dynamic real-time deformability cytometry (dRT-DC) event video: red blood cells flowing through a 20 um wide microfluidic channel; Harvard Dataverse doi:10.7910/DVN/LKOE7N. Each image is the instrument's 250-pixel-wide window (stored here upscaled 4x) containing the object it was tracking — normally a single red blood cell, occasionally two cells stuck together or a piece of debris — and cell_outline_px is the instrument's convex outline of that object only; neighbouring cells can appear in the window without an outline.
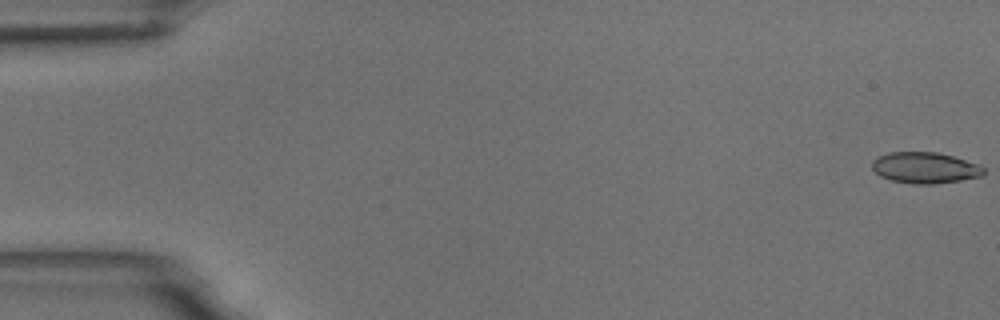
{"species": "common noctule bat (a hibernating species)", "species_latin": "Nyctalus noctula", "temperature_condition": "room temperature", "stored_images_in_passage": 28, "camera_frame_rate_fps": 3000, "um_per_image_px": 0.085, "animal": {"sex": "male", "body_mass_g": 18.8}, "frame": {"image": 1, "passage_image": 1, "time_ms": 0.0, "image_size_px": [1000, 320], "cell_outline_px": [[984, 172], [980, 176], [960, 180], [932, 184], [912, 184], [892, 180], [880, 176], [872, 168], [872, 160], [888, 152], [936, 152], [952, 156], [980, 164], [984, 168]], "centroid_in_image_um": [78.61, 14.25], "position_along_channel_um": 6.4, "area_um2": 20.11}}
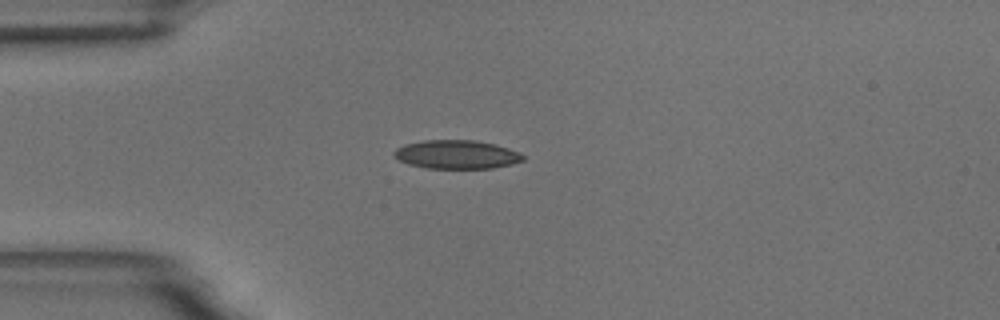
{"frame": {"image": 2, "passage_image": 15, "time_ms": 4.667, "image_size_px": [1000, 320], "cell_outline_px": [[524, 160], [512, 164], [492, 168], [428, 168], [408, 164], [392, 156], [392, 152], [396, 148], [404, 144], [424, 140], [476, 140], [496, 144], [508, 148], [524, 156]], "centroid_in_image_um": [38.77, 13.12], "position_along_channel_um": 46.2, "area_um2": 21.56}}
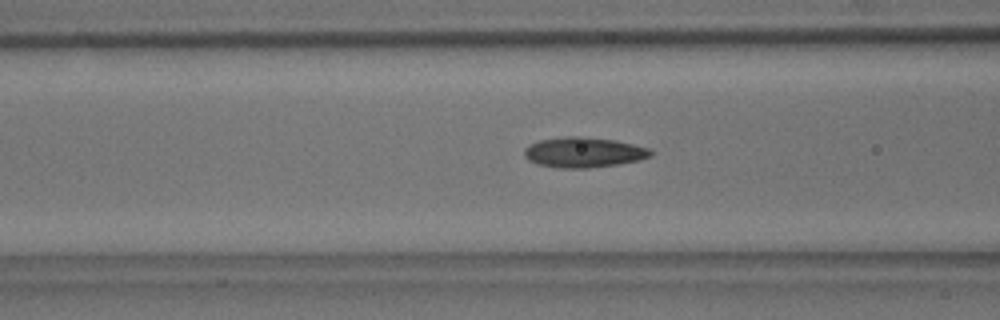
{"frame": {"image": 3, "passage_image": 22, "time_ms": 7.0, "image_size_px": [1000, 320], "cell_outline_px": [[652, 156], [640, 160], [620, 164], [588, 168], [556, 168], [536, 164], [528, 160], [524, 156], [524, 148], [540, 140], [564, 136], [584, 136], [616, 140], [652, 148]], "centroid_in_image_um": [49.64, 12.95], "position_along_channel_um": 117.0, "area_um2": 22.66}}